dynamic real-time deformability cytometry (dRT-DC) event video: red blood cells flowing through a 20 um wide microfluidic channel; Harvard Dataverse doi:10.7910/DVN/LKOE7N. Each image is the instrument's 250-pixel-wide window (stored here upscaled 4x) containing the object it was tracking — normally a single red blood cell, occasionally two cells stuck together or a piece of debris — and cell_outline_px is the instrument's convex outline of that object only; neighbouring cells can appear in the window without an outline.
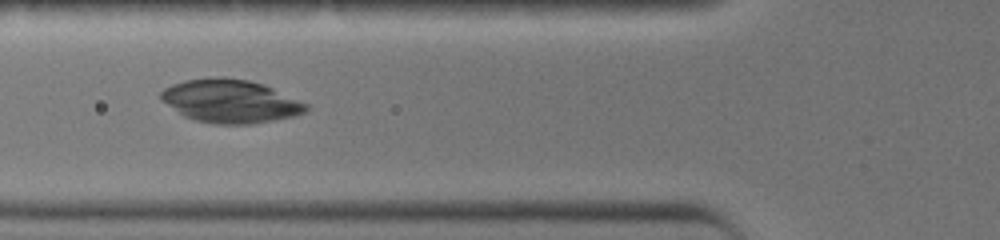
{"species": "common noctule bat (a hibernating species)", "species_latin": "Nyctalus noctula", "temperature_condition": "warm", "stored_images_in_passage": 39, "camera_frame_rate_fps": 3000, "um_per_image_px": 0.085, "animal": {"sex": "female", "body_mass_g": 19.0, "forearm_length_mm": 51.5}, "frame": {"image": 1, "passage_image": 16, "time_ms": 5.0, "image_size_px": [1000, 240], "cell_outline_px": [[312, 108], [308, 112], [292, 116], [252, 124], [212, 124], [196, 120], [184, 116], [160, 100], [160, 92], [164, 88], [172, 84], [184, 80], [216, 76], [224, 76], [248, 80], [264, 84], [308, 104]], "centroid_in_image_um": [19.58, 8.59], "position_along_channel_um": 106.2, "area_um2": 36.88}}
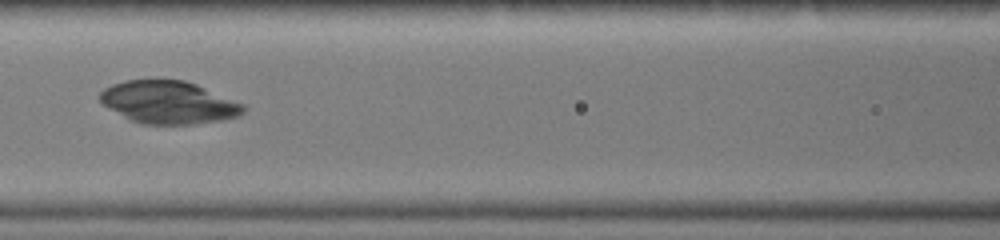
{"frame": {"image": 2, "passage_image": 19, "time_ms": 6.0, "image_size_px": [1000, 240], "cell_outline_px": [[248, 108], [240, 116], [224, 120], [192, 124], [144, 124], [132, 120], [108, 108], [96, 96], [104, 88], [112, 84], [128, 80], [184, 80], [196, 84], [244, 104]], "centroid_in_image_um": [14.35, 8.7], "position_along_channel_um": 152.2, "area_um2": 35.6}}